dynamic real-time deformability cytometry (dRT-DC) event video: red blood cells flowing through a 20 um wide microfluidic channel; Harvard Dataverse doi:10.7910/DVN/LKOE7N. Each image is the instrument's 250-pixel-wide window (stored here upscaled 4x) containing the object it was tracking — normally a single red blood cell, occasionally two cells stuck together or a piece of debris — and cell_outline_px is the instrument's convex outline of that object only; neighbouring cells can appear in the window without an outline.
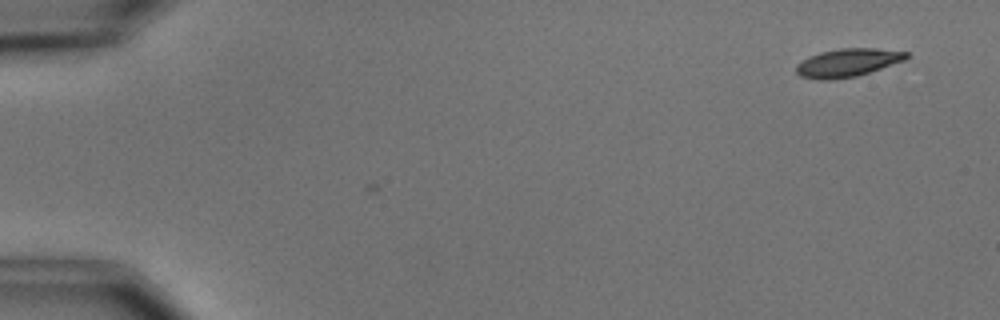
{"species": "common noctule bat (a hibernating species)", "species_latin": "Nyctalus noctula", "temperature_condition": "cold", "stored_images_in_passage": 10, "camera_frame_rate_fps": 3000, "um_per_image_px": 0.085, "animal": {"sex": "male", "body_mass_g": 15.6}, "frame": {"image": 1, "passage_image": 1, "time_ms": 0.0, "image_size_px": [1000, 320], "cell_outline_px": [[908, 56], [904, 60], [856, 76], [828, 80], [816, 80], [800, 76], [796, 72], [796, 64], [800, 60], [808, 56], [820, 52], [840, 48], [876, 48], [908, 52]], "centroid_in_image_um": [71.97, 5.32], "position_along_channel_um": 13.0, "area_um2": 18.03}}
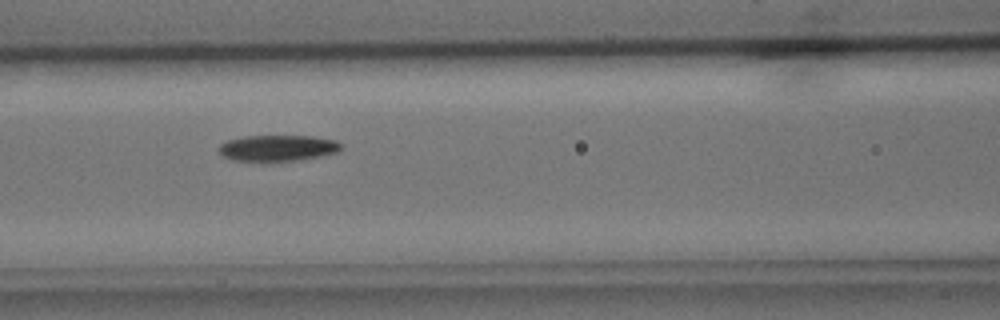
{"frame": {"image": 2, "passage_image": 7, "time_ms": 7.0, "image_size_px": [1000, 320], "cell_outline_px": [[340, 148], [336, 152], [320, 156], [300, 160], [232, 160], [224, 156], [220, 152], [220, 144], [228, 140], [244, 136], [312, 136], [336, 140], [340, 144]], "centroid_in_image_um": [23.61, 12.56], "position_along_channel_um": 143.0, "area_um2": 18.15}}
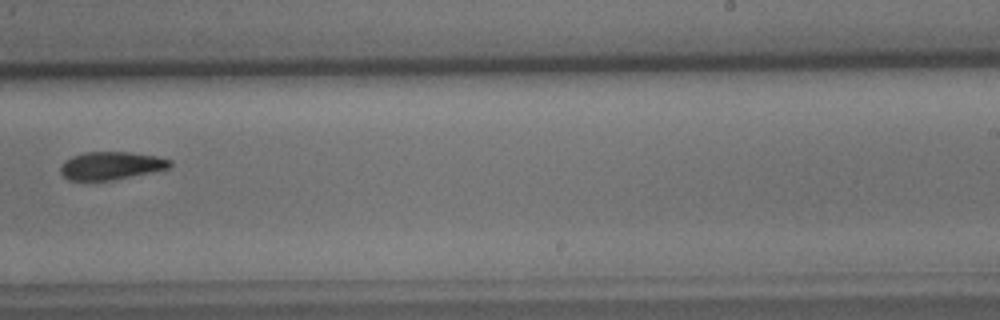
{"frame": {"image": 3, "passage_image": 10, "time_ms": 10.667, "image_size_px": [1000, 320], "cell_outline_px": [[172, 164], [168, 168], [152, 172], [112, 180], [68, 180], [60, 172], [60, 164], [64, 160], [72, 156], [84, 152], [132, 152], [156, 156], [172, 160]], "centroid_in_image_um": [9.42, 14.07], "position_along_channel_um": 279.6, "area_um2": 17.86}}